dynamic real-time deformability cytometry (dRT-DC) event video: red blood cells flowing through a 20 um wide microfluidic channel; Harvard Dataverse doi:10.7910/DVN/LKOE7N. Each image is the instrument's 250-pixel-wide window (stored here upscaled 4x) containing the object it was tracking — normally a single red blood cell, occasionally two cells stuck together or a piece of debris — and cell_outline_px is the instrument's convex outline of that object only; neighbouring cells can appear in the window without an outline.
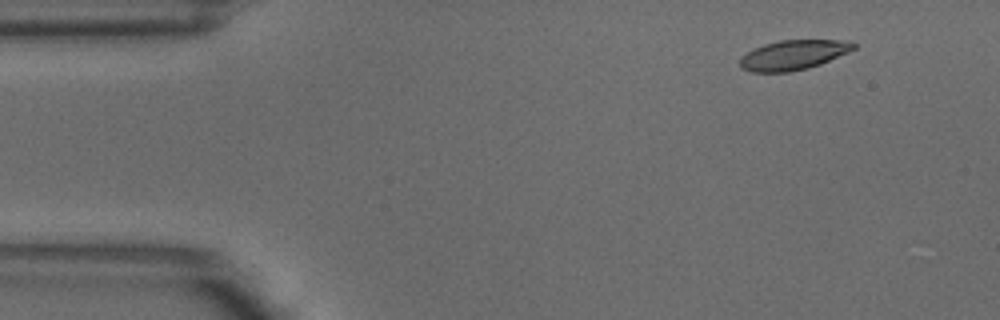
{"species": "common noctule bat (a hibernating species)", "species_latin": "Nyctalus noctula", "temperature_condition": "warm", "stored_images_in_passage": 6, "camera_frame_rate_fps": 3000, "um_per_image_px": 0.085, "animal": {"sex": "male", "body_mass_g": 18.8}, "frame": {"image": 1, "passage_image": 2, "time_ms": 0.333, "image_size_px": [1000, 320], "cell_outline_px": [[856, 48], [848, 52], [820, 64], [808, 68], [788, 72], [752, 72], [740, 68], [740, 56], [764, 44], [780, 40], [852, 40], [856, 44]], "centroid_in_image_um": [67.44, 4.67], "position_along_channel_um": 17.6, "area_um2": 19.71}}
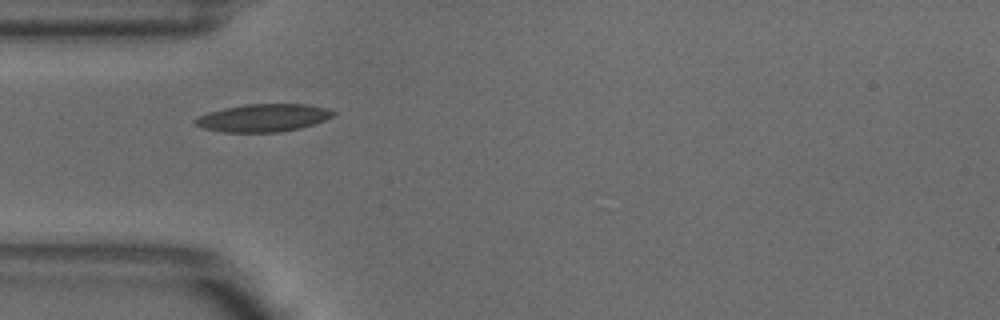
{"frame": {"image": 2, "passage_image": 5, "time_ms": 1.333, "image_size_px": [1000, 320], "cell_outline_px": [[336, 112], [332, 116], [324, 120], [300, 128], [280, 132], [224, 132], [204, 128], [192, 124], [192, 120], [208, 112], [224, 108], [248, 104], [308, 104], [328, 108]], "centroid_in_image_um": [22.36, 10.01], "position_along_channel_um": 62.6, "area_um2": 22.25}}